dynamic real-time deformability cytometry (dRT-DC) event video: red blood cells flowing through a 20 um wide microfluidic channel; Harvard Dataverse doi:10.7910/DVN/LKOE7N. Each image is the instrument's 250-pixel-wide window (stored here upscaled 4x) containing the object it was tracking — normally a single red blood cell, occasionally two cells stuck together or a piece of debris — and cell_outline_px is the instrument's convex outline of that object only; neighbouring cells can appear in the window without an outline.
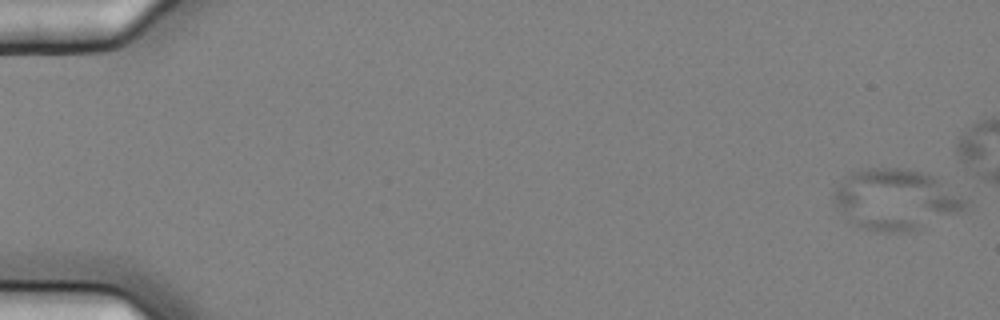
{"species": "common noctule bat (a hibernating species)", "species_latin": "Nyctalus noctula", "temperature_condition": "cold", "stored_images_in_passage": 6, "camera_frame_rate_fps": 3000, "um_per_image_px": 0.085, "animal": {"sex": "female", "body_mass_g": 25.1}, "frame": {"image": 1, "passage_image": 1, "time_ms": 0.0, "image_size_px": [1000, 320], "cell_outline_px": [[968, 200], [964, 212], [908, 232], [884, 232], [864, 228], [856, 224], [832, 200], [832, 196], [836, 188], [844, 176], [856, 168], [900, 168], [924, 172], [936, 176]], "centroid_in_image_um": [76.19, 16.92], "position_along_channel_um": 8.8, "area_um2": 46.64}}